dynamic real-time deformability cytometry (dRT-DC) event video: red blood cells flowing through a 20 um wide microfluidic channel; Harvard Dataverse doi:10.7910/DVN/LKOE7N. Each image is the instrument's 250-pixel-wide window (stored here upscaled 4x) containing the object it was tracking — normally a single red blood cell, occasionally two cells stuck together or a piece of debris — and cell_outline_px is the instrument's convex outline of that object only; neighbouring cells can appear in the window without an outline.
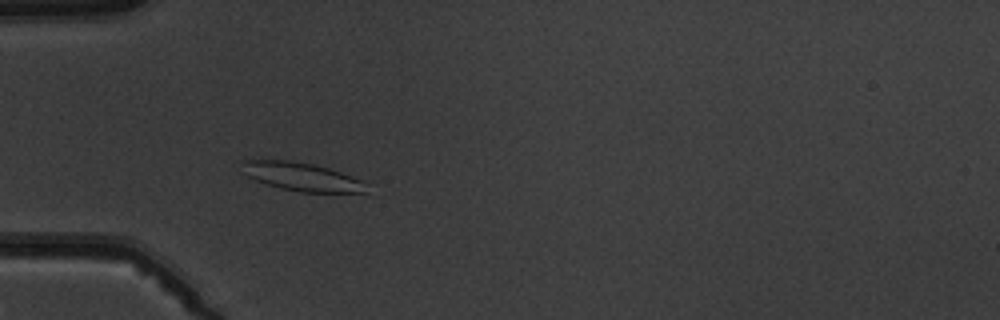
{"species": "common noctule bat (a hibernating species)", "species_latin": "Nyctalus noctula", "temperature_condition": "warm", "stored_images_in_passage": 4, "camera_frame_rate_fps": 3000, "um_per_image_px": 0.085, "animal": {"sex": "male", "body_mass_g": 19.5, "forearm_length_mm": 54.6}, "frame": {"image": 1, "passage_image": 4, "time_ms": 3.333, "image_size_px": [1000, 320], "cell_outline_px": [[368, 192], [300, 192], [280, 188], [256, 180], [240, 172], [240, 160], [292, 160], [312, 164], [328, 168], [340, 172], [360, 180]], "centroid_in_image_um": [25.53, 15.0], "position_along_channel_um": 59.5, "area_um2": 20.4}}